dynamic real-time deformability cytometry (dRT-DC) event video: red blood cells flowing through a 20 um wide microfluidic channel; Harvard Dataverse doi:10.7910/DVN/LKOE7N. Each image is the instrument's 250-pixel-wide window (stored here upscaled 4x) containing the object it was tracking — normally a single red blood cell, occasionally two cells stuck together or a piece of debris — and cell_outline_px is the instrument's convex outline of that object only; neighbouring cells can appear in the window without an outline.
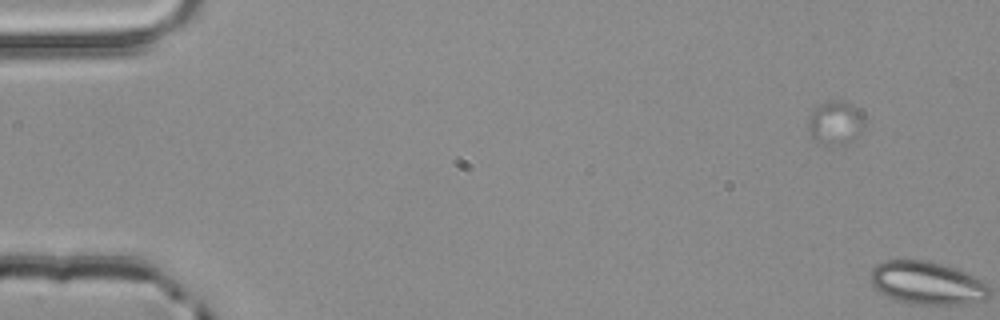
{"species": "common noctule bat (a hibernating species)", "species_latin": "Nyctalus noctula", "temperature_condition": "room temperature", "stored_images_in_passage": 6, "segment_of_instrument_passage": [1, 2], "camera_frame_rate_fps": 3000, "um_per_image_px": 0.085, "animal": {"sex": "male", "body_mass_g": 20.4}, "frame": {"image": 1, "passage_image": 2, "time_ms": 0.333, "image_size_px": [1000, 320], "cell_outline_px": [[864, 124], [860, 132], [856, 136], [840, 148], [824, 144], [812, 140], [808, 128], [808, 120], [812, 108], [824, 100], [840, 100], [856, 108], [860, 112], [864, 120]], "centroid_in_image_um": [70.94, 10.45], "position_along_channel_um": 14.1, "area_um2": 14.62}}